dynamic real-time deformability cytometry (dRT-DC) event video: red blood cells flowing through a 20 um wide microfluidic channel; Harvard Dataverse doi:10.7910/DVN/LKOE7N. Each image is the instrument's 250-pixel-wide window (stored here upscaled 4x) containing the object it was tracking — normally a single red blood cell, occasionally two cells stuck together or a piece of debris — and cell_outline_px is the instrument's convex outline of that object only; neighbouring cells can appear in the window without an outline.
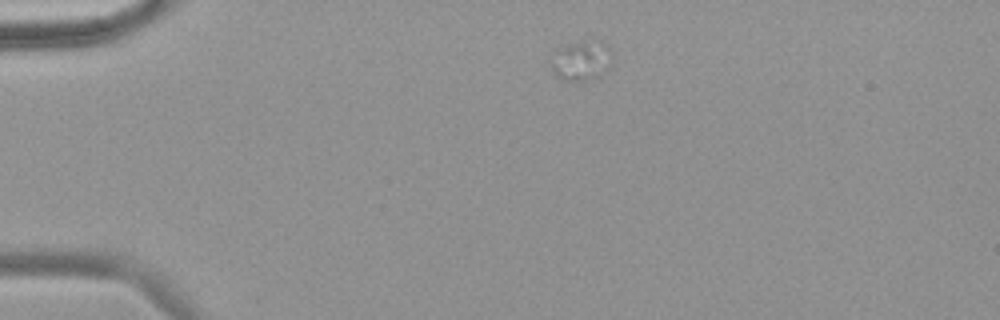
{"species": "common noctule bat (a hibernating species)", "species_latin": "Nyctalus noctula", "temperature_condition": "warm", "stored_images_in_passage": 2, "camera_frame_rate_fps": 3000, "um_per_image_px": 0.085, "animal": {"sex": "female", "body_mass_g": 18.4}, "frame": {"image": 1, "passage_image": 2, "time_ms": 0.333, "image_size_px": [1000, 320], "cell_outline_px": [[612, 48], [608, 68], [600, 76], [588, 80], [564, 80], [556, 76], [552, 72], [548, 64], [552, 52], [568, 44], [580, 40], [600, 40]], "centroid_in_image_um": [49.36, 5.12], "position_along_channel_um": 35.6, "area_um2": 14.62}}